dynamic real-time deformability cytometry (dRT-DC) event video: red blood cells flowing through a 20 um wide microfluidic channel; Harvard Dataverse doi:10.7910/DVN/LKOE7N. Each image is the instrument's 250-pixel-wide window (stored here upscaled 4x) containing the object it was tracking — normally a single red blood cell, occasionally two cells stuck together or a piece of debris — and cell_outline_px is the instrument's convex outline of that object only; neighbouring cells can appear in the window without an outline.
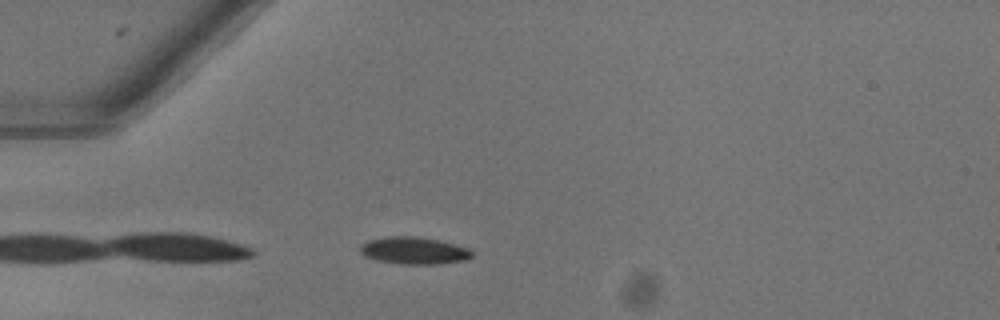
{"species": "common noctule bat (a hibernating species)", "species_latin": "Nyctalus noctula", "temperature_condition": "warm", "stored_images_in_passage": 33, "camera_frame_rate_fps": 3000, "um_per_image_px": 0.085, "animal": {"sex": "female"}, "frame": {"image": 1, "passage_image": 4, "time_ms": 1.0, "image_size_px": [1000, 320], "cell_outline_px": [[472, 256], [468, 260], [436, 264], [400, 264], [376, 260], [364, 256], [360, 252], [360, 244], [368, 240], [388, 236], [416, 236], [440, 240], [468, 248], [472, 252]], "centroid_in_image_um": [35.17, 21.3], "position_along_channel_um": 49.8, "area_um2": 17.86}}
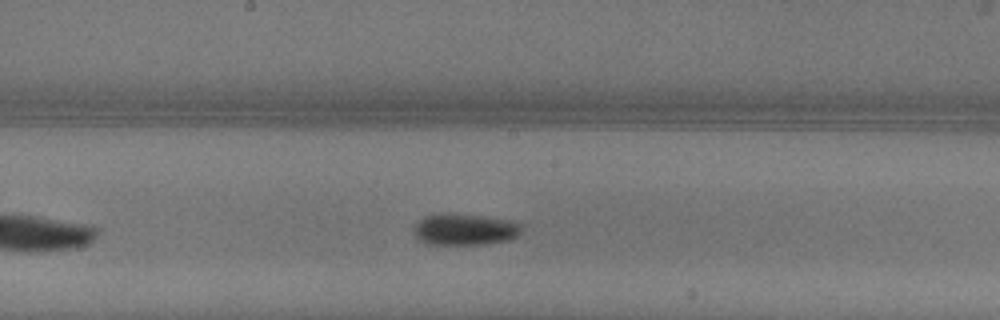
{"frame": {"image": 2, "passage_image": 17, "time_ms": 5.333, "image_size_px": [1000, 320], "cell_outline_px": [[520, 232], [516, 236], [508, 240], [480, 244], [428, 244], [420, 240], [412, 232], [412, 228], [416, 220], [424, 216], [440, 212], [452, 212], [484, 216], [508, 220], [520, 224]], "centroid_in_image_um": [39.39, 19.47], "position_along_channel_um": 208.8, "area_um2": 20.06}}
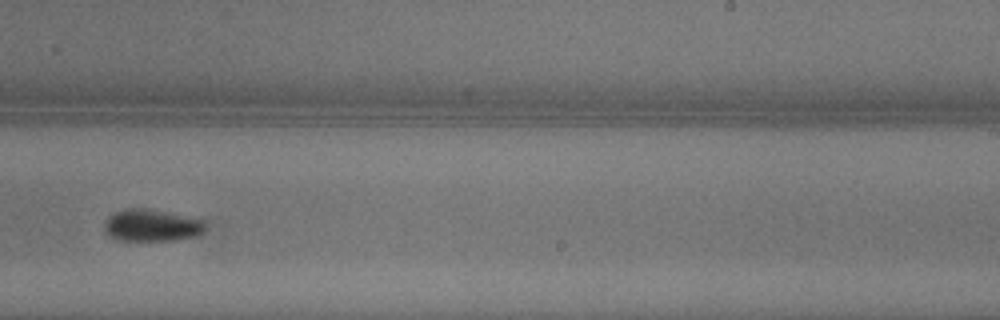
{"frame": {"image": 3, "passage_image": 22, "time_ms": 7.0, "image_size_px": [1000, 320], "cell_outline_px": [[208, 224], [204, 232], [196, 236], [176, 240], [116, 240], [108, 236], [104, 232], [104, 224], [108, 216], [124, 208], [140, 208], [208, 220]], "centroid_in_image_um": [12.91, 19.17], "position_along_channel_um": 276.1, "area_um2": 19.02}, "authors_computed_cell_mechanics": {"area_um2": 18.3226, "velocity_mm_per_s": 4.0657, "shape_relaxation_time_tau1_ms": 3.0567, "shape_relaxation_time_tau2_ms": null, "deformation_change_tau1": 0.1291, "deformation_change_tau2": null}}